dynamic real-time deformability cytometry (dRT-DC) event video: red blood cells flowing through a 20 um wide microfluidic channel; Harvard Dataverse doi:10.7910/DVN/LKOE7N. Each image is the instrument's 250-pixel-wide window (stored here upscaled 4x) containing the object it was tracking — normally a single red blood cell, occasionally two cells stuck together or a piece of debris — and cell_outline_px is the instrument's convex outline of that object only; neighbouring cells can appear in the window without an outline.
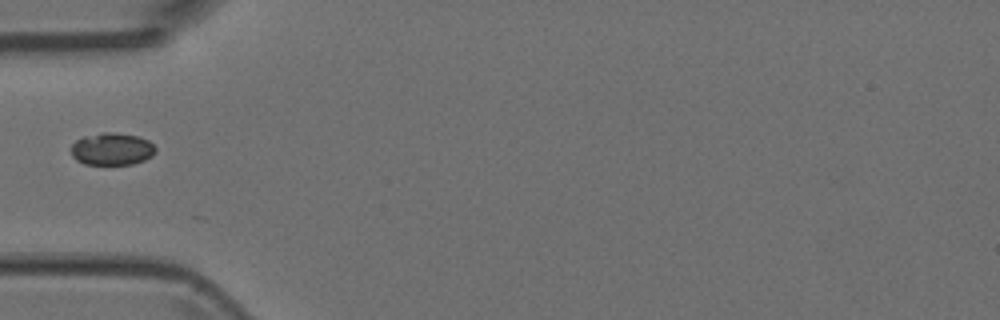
{"species": "Egyptian fruit bat (a non-hibernating species)", "species_latin": "Rousettus aegyptiacus", "temperature_condition": "room temperature", "stored_images_in_passage": 4, "camera_frame_rate_fps": 3000, "um_per_image_px": 0.085, "animal": {"sex": "female"}, "frame": {"image": 1, "passage_image": 4, "time_ms": 1.0, "image_size_px": [1000, 320], "cell_outline_px": [[156, 152], [152, 156], [144, 160], [132, 164], [84, 164], [76, 160], [72, 156], [72, 144], [76, 140], [84, 136], [104, 132], [112, 132], [140, 136], [148, 140], [156, 148]], "centroid_in_image_um": [9.53, 12.66], "position_along_channel_um": 75.5, "area_um2": 15.95}}